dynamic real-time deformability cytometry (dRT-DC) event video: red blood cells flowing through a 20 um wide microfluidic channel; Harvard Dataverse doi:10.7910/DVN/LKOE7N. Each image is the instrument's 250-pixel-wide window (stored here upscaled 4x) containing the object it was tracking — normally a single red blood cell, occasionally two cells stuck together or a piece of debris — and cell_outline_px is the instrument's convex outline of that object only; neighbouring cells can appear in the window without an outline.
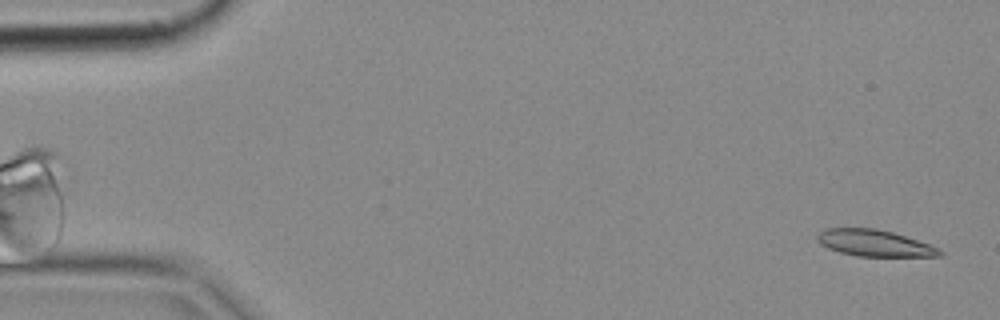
{"species": "common noctule bat (a hibernating species)", "species_latin": "Nyctalus noctula", "temperature_condition": "cold", "stored_images_in_passage": 9, "camera_frame_rate_fps": 3000, "um_per_image_px": 0.085, "animal": {"sex": "female", "body_mass_g": 18.4}, "frame": {"image": 1, "passage_image": 1, "time_ms": 0.0, "image_size_px": [1000, 320], "cell_outline_px": [[944, 256], [856, 256], [840, 252], [828, 248], [820, 244], [816, 240], [816, 236], [824, 228], [876, 228], [892, 232], [928, 244], [944, 252]], "centroid_in_image_um": [74.28, 20.66], "position_along_channel_um": 10.7, "area_um2": 18.79}}
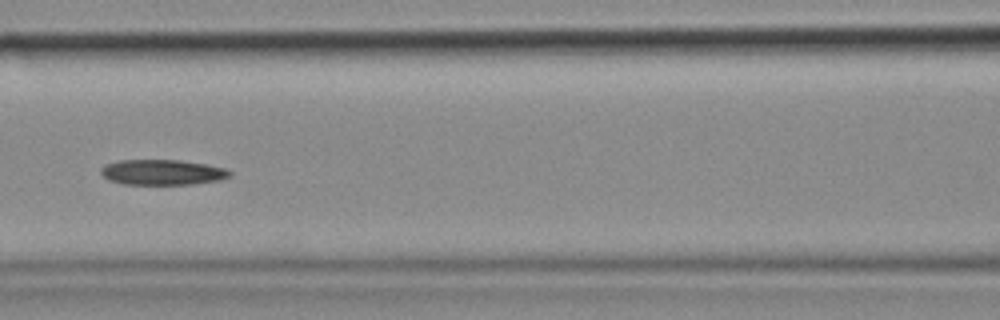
{"frame": {"image": 2, "passage_image": 6, "time_ms": 1.667, "image_size_px": [1000, 320], "cell_outline_px": [[232, 176], [220, 180], [192, 184], [124, 184], [108, 180], [100, 172], [100, 168], [104, 164], [120, 160], [180, 160], [208, 164], [224, 168], [232, 172]], "centroid_in_image_um": [13.81, 14.64], "position_along_channel_um": 152.8, "area_um2": 19.19}}
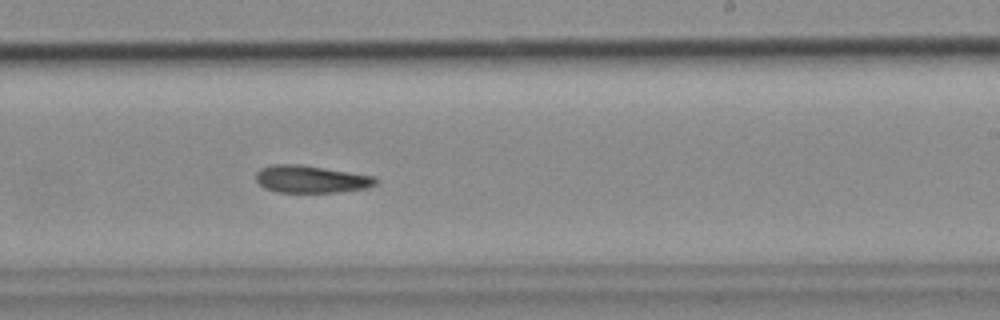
{"frame": {"image": 3, "passage_image": 9, "time_ms": 2.667, "image_size_px": [1000, 320], "cell_outline_px": [[380, 180], [376, 184], [368, 188], [340, 192], [276, 192], [264, 188], [256, 180], [256, 172], [260, 168], [272, 164], [300, 164], [376, 176]], "centroid_in_image_um": [26.46, 15.23], "position_along_channel_um": 262.5, "area_um2": 19.36}}